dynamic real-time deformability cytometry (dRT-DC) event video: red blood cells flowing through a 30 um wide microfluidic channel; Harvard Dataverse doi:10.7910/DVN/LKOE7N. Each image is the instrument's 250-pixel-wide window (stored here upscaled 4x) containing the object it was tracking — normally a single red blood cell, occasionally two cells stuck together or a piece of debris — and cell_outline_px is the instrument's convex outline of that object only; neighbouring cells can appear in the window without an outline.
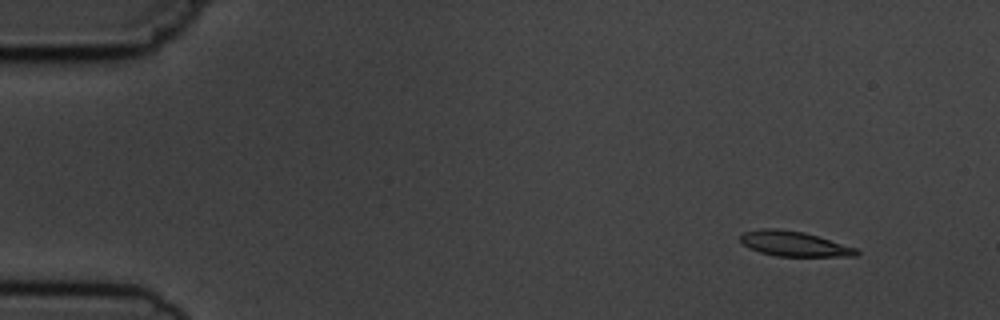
{"species": "common noctule bat (a hibernating species)", "species_latin": "Nyctalus noctula", "temperature_condition": "cold", "stored_images_in_passage": 4, "camera_frame_rate_fps": 3000, "um_per_image_px": 0.085, "animal": {"sex": "male", "body_mass_g": 19.5, "forearm_length_mm": 54.6}, "frame": {"image": 1, "passage_image": 1, "time_ms": 0.0, "image_size_px": [1000, 320], "cell_outline_px": [[860, 252], [856, 256], [776, 256], [760, 252], [748, 248], [740, 240], [740, 236], [744, 232], [760, 228], [776, 228], [804, 232], [856, 248]], "centroid_in_image_um": [67.46, 20.72], "position_along_channel_um": 17.5, "area_um2": 16.82}}